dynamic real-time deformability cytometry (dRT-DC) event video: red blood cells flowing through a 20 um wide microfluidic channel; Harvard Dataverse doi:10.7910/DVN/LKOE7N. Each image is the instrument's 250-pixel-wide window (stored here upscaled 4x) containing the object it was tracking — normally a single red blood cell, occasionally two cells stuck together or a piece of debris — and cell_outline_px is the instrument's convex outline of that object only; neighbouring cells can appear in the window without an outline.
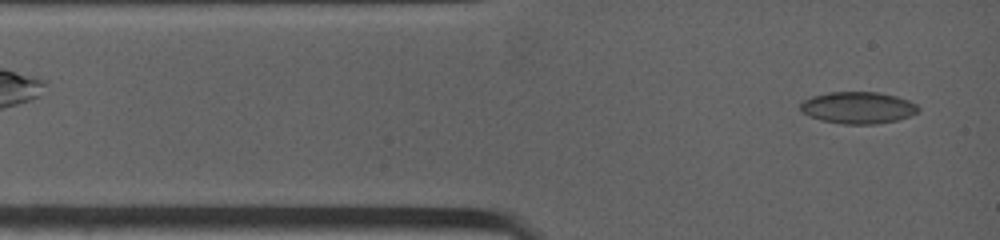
{"species": "common noctule bat (a hibernating species)", "species_latin": "Nyctalus noctula", "temperature_condition": "warm", "stored_images_in_passage": 67, "camera_frame_rate_fps": 4500, "um_per_image_px": 0.085, "animal": {"sex": "female", "body_mass_g": 19.0, "forearm_length_mm": 53.3}, "frame": {"image": 1, "passage_image": 2, "time_ms": 0.444, "image_size_px": [1000, 240], "cell_outline_px": [[920, 112], [896, 120], [876, 124], [844, 124], [820, 120], [808, 116], [800, 112], [800, 104], [804, 100], [812, 96], [828, 92], [876, 92], [896, 96], [908, 100], [916, 104], [920, 108]], "centroid_in_image_um": [72.91, 9.15], "position_along_channel_um": 12.1, "area_um2": 21.96}}
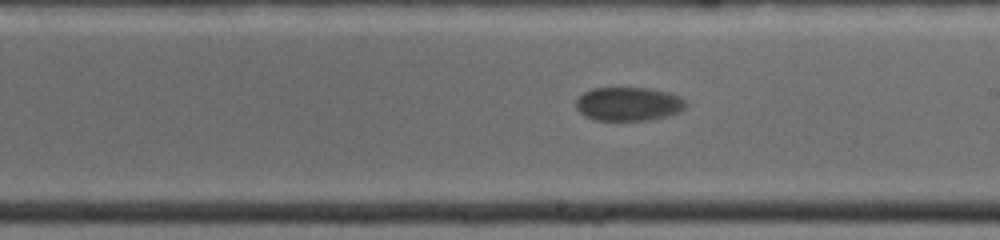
{"frame": {"image": 2, "passage_image": 30, "time_ms": 7.333, "image_size_px": [1000, 240], "cell_outline_px": [[688, 104], [680, 112], [652, 120], [596, 120], [584, 116], [576, 108], [576, 100], [584, 92], [592, 88], [648, 88], [668, 92], [680, 96]], "centroid_in_image_um": [53.43, 8.84], "position_along_channel_um": 235.6, "area_um2": 21.68}}
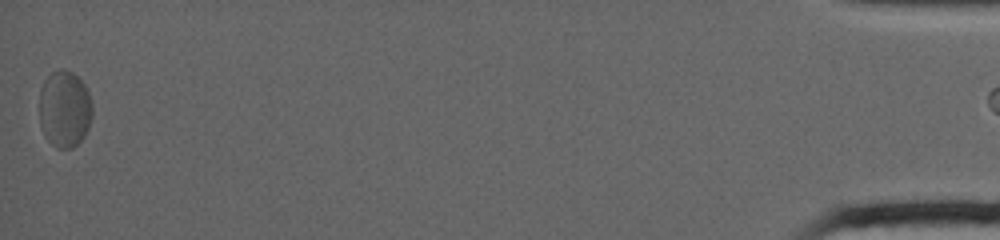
{"frame": {"image": 3, "passage_image": 66, "time_ms": 17.111, "image_size_px": [1000, 240], "cell_outline_px": [[92, 116], [88, 128], [84, 136], [72, 148], [56, 148], [44, 136], [40, 124], [40, 88], [44, 80], [52, 72], [60, 68], [64, 68], [72, 72], [88, 88], [92, 100]], "centroid_in_image_um": [5.5, 9.24], "position_along_channel_um": 429.7, "area_um2": 23.99}}